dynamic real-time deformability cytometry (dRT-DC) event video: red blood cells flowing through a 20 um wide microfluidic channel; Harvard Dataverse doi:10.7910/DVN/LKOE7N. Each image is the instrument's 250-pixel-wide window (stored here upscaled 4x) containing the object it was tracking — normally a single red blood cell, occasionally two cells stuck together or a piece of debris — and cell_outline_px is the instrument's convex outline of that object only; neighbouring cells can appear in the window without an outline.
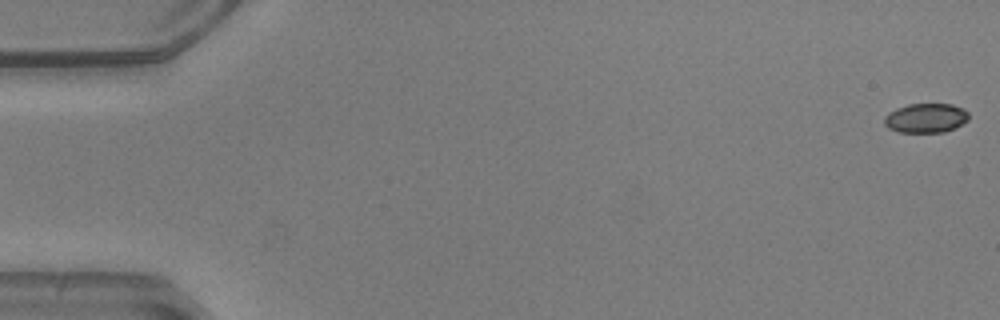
{"species": "common noctule bat (a hibernating species)", "species_latin": "Nyctalus noctula", "temperature_condition": "warm", "stored_images_in_passage": 52, "camera_frame_rate_fps": 3000, "um_per_image_px": 0.085, "animal": {"sex": "male", "body_mass_g": 20.5, "forearm_length_mm": 52.5}, "frame": {"image": 1, "passage_image": 1, "time_ms": 0.0, "image_size_px": [1000, 320], "cell_outline_px": [[968, 120], [944, 132], [900, 132], [888, 128], [884, 124], [884, 116], [888, 112], [896, 108], [908, 104], [952, 104], [964, 108], [968, 112]], "centroid_in_image_um": [78.67, 10.02], "position_along_channel_um": 6.3, "area_um2": 14.45}}
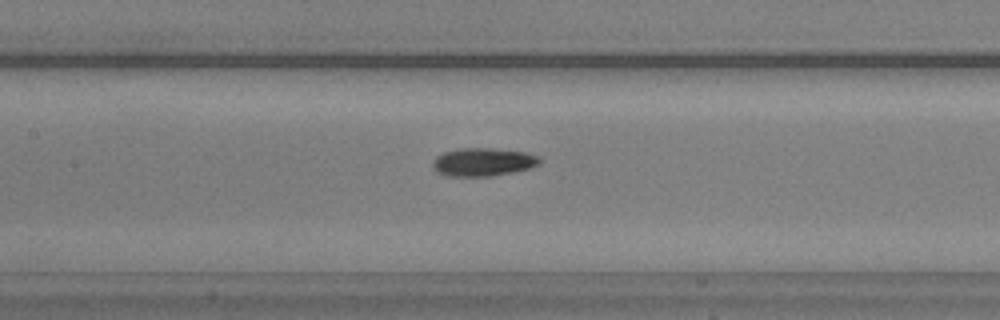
{"frame": {"image": 2, "passage_image": 25, "time_ms": 8.0, "image_size_px": [1000, 320], "cell_outline_px": [[540, 164], [532, 168], [516, 172], [492, 176], [444, 176], [436, 172], [432, 168], [432, 160], [436, 156], [444, 152], [460, 148], [488, 148], [524, 152], [540, 156]], "centroid_in_image_um": [41.05, 13.78], "position_along_channel_um": 166.4, "area_um2": 17.86}}
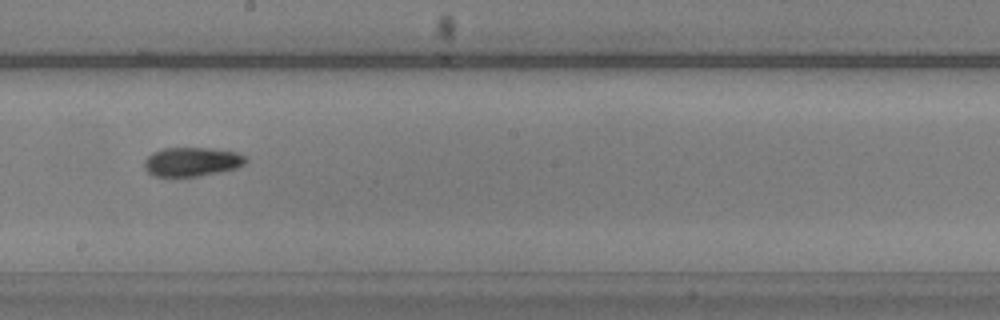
{"frame": {"image": 3, "passage_image": 30, "time_ms": 9.667, "image_size_px": [1000, 320], "cell_outline_px": [[248, 160], [244, 164], [236, 168], [200, 176], [156, 176], [148, 172], [144, 168], [144, 160], [152, 152], [164, 148], [208, 148], [236, 152], [244, 156]], "centroid_in_image_um": [16.29, 13.75], "position_along_channel_um": 231.9, "area_um2": 17.05}, "authors_computed_cell_mechanics": {"area_um2": 16.6175, "velocity_mm_per_s": 3.9396, "shape_relaxation_time_tau1_ms": 5.435, "shape_relaxation_time_tau2_ms": 7.0582, "deformation_change_tau1": 0.1641, "deformation_change_tau2": 0.1212}}